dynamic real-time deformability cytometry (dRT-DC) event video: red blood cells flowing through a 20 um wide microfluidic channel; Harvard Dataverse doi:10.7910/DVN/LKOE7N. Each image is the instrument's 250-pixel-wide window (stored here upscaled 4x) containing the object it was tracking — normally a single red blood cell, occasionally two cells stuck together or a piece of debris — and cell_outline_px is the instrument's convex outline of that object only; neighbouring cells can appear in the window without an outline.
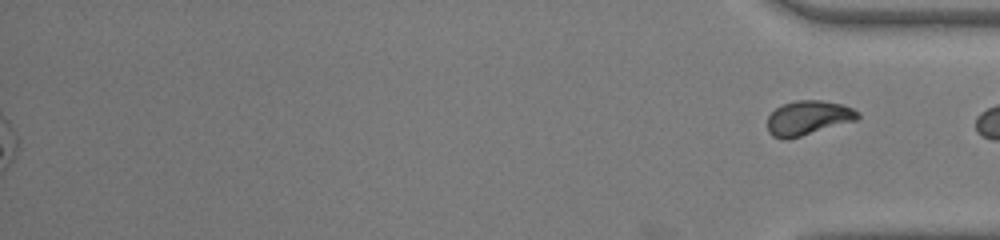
{"species": "common noctule bat (a hibernating species)", "species_latin": "Nyctalus noctula", "temperature_condition": "warm", "stored_images_in_passage": 45, "segment_of_instrument_passage": [2, 2], "camera_frame_rate_fps": 3000, "um_per_image_px": 0.085, "animal": {"sex": "male", "body_mass_g": 19.0, "forearm_length_mm": 50.8}, "frame": {"image": 1, "passage_image": 45, "time_ms": 14.667, "image_size_px": [1000, 240], "cell_outline_px": [[860, 116], [856, 120], [788, 140], [784, 140], [772, 136], [768, 132], [768, 116], [776, 108], [784, 104], [796, 100], [820, 100], [840, 104], [852, 108], [860, 112]], "centroid_in_image_um": [68.67, 10.03], "position_along_channel_um": 366.5, "area_um2": 18.09}}